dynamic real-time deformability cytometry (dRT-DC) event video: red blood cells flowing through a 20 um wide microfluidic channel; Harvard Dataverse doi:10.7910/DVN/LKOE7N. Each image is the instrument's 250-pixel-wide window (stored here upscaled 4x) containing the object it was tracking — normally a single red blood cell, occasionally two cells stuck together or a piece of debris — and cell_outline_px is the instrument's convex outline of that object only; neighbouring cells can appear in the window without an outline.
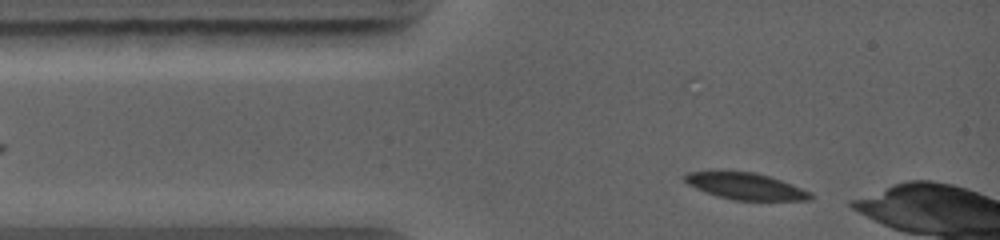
{"species": "common noctule bat (a hibernating species)", "species_latin": "Nyctalus noctula", "temperature_condition": "warm", "stored_images_in_passage": 20, "camera_frame_rate_fps": 5000, "um_per_image_px": 0.085, "animal": {"sex": "female", "body_mass_g": 19.0, "forearm_length_mm": 56.7}, "frame": {"image": 1, "passage_image": 1, "time_ms": 0.0, "image_size_px": [1000, 240], "cell_outline_px": [[816, 196], [812, 200], [732, 200], [696, 188], [688, 184], [684, 180], [684, 172], [708, 168], [756, 172], [792, 184], [812, 192]], "centroid_in_image_um": [63.32, 15.77], "position_along_channel_um": 21.7, "area_um2": 20.29}}
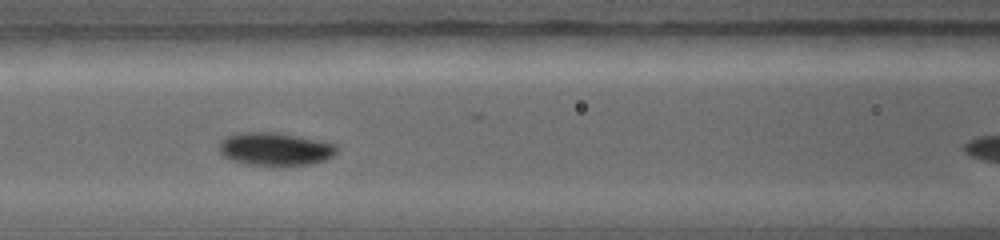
{"frame": {"image": 2, "passage_image": 9, "time_ms": 3.2, "image_size_px": [1000, 240], "cell_outline_px": [[336, 152], [332, 156], [324, 160], [308, 164], [244, 164], [232, 160], [224, 156], [216, 148], [220, 140], [236, 132], [280, 132], [320, 140], [336, 144]], "centroid_in_image_um": [23.33, 12.63], "position_along_channel_um": 143.3, "area_um2": 22.54}}
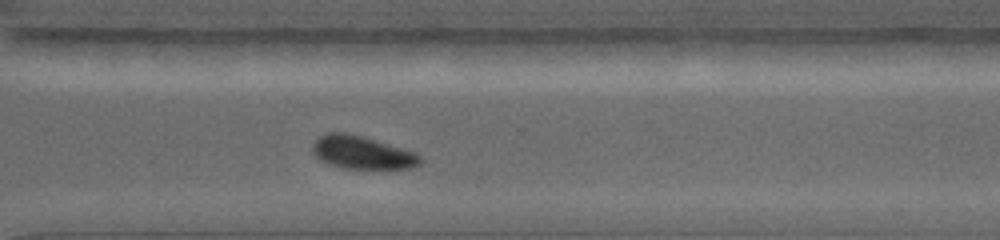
{"frame": {"image": 3, "passage_image": 20, "time_ms": 7.4, "image_size_px": [1000, 240], "cell_outline_px": [[420, 164], [408, 168], [344, 168], [328, 164], [320, 160], [312, 152], [312, 144], [320, 136], [328, 132], [348, 132], [364, 136], [416, 152], [420, 156]], "centroid_in_image_um": [30.75, 12.94], "position_along_channel_um": 339.9, "area_um2": 20.69}}